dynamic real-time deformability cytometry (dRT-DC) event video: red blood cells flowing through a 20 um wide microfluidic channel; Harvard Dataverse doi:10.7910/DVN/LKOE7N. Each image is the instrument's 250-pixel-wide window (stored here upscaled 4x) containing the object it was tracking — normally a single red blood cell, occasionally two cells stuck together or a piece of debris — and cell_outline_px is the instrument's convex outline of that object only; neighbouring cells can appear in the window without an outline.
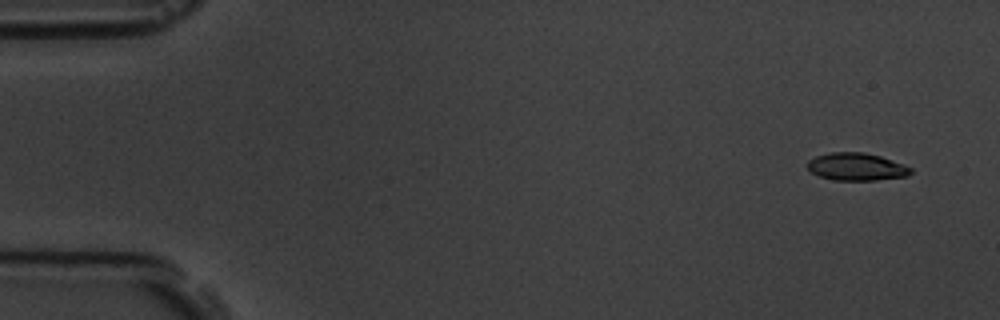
{"species": "common noctule bat (a hibernating species)", "species_latin": "Nyctalus noctula", "temperature_condition": "room temperature", "stored_images_in_passage": 4, "camera_frame_rate_fps": 3000, "um_per_image_px": 0.085, "animal": {"sex": "male", "body_mass_g": 19.5, "forearm_length_mm": 54.6}, "frame": {"image": 1, "passage_image": 1, "time_ms": 0.0, "image_size_px": [1000, 320], "cell_outline_px": [[912, 172], [908, 176], [876, 180], [836, 180], [820, 176], [812, 172], [804, 164], [808, 160], [816, 156], [832, 152], [864, 152], [880, 156], [912, 168]], "centroid_in_image_um": [72.78, 14.17], "position_along_channel_um": 12.2, "area_um2": 16.53}}